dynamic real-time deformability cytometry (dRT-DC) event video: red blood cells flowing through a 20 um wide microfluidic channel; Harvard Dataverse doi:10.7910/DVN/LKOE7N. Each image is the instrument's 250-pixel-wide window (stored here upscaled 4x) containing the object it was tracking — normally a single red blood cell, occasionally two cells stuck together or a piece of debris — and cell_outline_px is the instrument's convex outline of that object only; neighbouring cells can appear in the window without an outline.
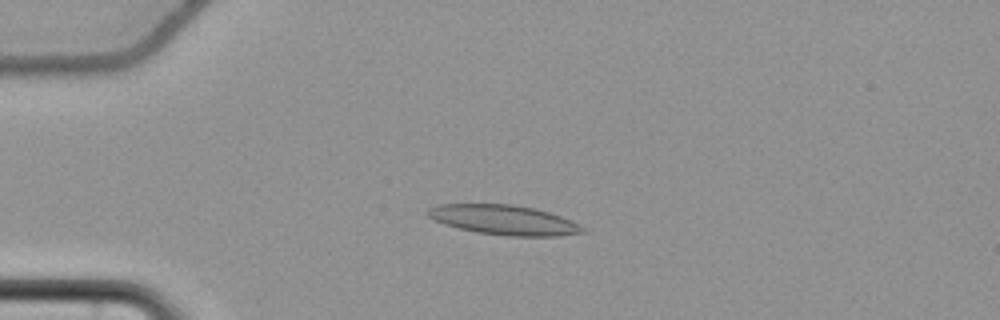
{"species": "common noctule bat (a hibernating species)", "species_latin": "Nyctalus noctula", "temperature_condition": "cold", "stored_images_in_passage": 57, "camera_frame_rate_fps": 3000, "um_per_image_px": 0.085, "animal": {"sex": "female", "body_mass_g": 22.7, "forearm_length_mm": 54.2}, "frame": {"image": 1, "passage_image": 15, "time_ms": 4.667, "image_size_px": [1000, 320], "cell_outline_px": [[588, 232], [560, 236], [508, 236], [476, 232], [444, 224], [428, 216], [428, 208], [436, 204], [512, 204], [532, 208], [548, 212], [560, 216], [584, 228]], "centroid_in_image_um": [42.82, 18.7], "position_along_channel_um": 42.2, "area_um2": 26.59}}
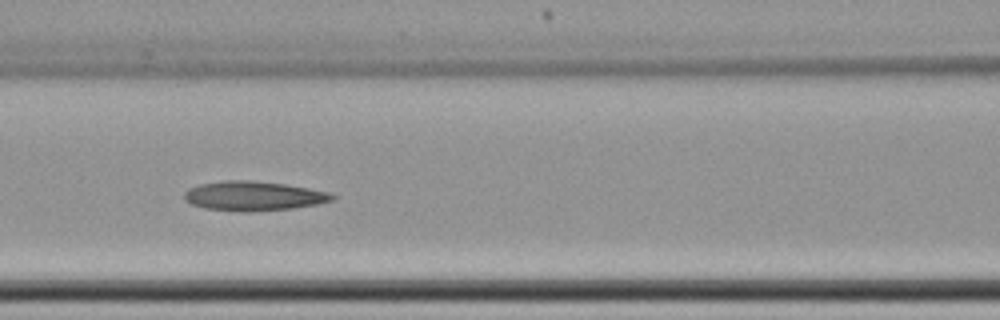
{"frame": {"image": 2, "passage_image": 26, "time_ms": 8.333, "image_size_px": [1000, 320], "cell_outline_px": [[336, 196], [332, 200], [316, 204], [292, 208], [248, 212], [240, 212], [204, 208], [192, 204], [184, 200], [184, 192], [188, 188], [200, 184], [224, 180], [248, 180], [284, 184], [332, 192]], "centroid_in_image_um": [21.53, 16.66], "position_along_channel_um": 145.1, "area_um2": 25.43}}
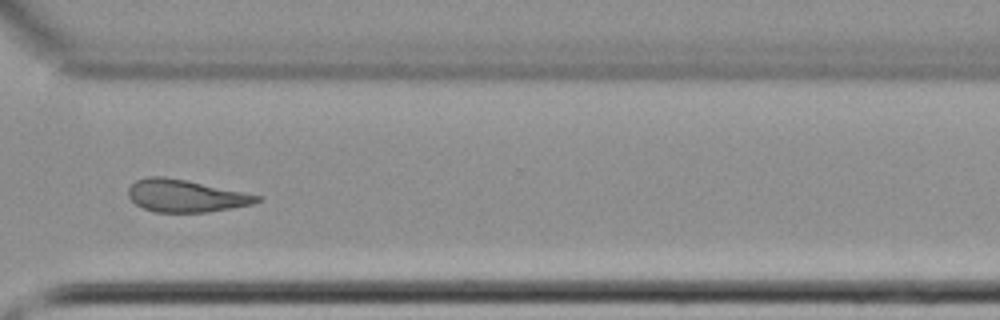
{"frame": {"image": 3, "passage_image": 43, "time_ms": 14.0, "image_size_px": [1000, 320], "cell_outline_px": [[264, 200], [252, 204], [208, 212], [152, 212], [136, 204], [128, 196], [128, 188], [136, 180], [148, 176], [164, 176], [184, 180], [260, 196]], "centroid_in_image_um": [15.73, 16.65], "position_along_channel_um": 354.9, "area_um2": 23.93}, "authors_computed_cell_mechanics": {"area_um2": 25.2586, "velocity_mm_per_s": 3.6884, "shape_relaxation_time_tau1_ms": 8.6196, "shape_relaxation_time_tau2_ms": 9.0173, "deformation_change_tau1": 0.1591, "deformation_change_tau2": 0.2105}}